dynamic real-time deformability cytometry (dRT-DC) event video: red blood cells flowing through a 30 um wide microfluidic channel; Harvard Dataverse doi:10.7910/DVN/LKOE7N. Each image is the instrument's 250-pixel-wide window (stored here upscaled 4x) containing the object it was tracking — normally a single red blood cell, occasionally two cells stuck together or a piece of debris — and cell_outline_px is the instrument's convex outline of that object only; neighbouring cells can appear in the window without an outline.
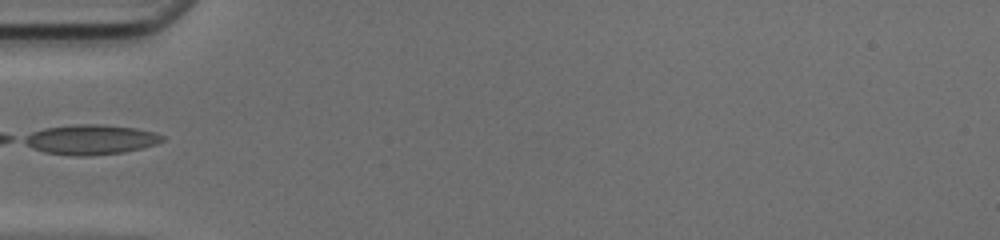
{"species": "common noctule bat (a hibernating species)", "species_latin": "Nyctalus noctula", "temperature_condition": "cold", "stored_images_in_passage": 32, "camera_frame_rate_fps": 3000, "um_per_image_px": 0.085, "animal": {"sex": "female", "body_mass_g": 17.0, "forearm_length_mm": 48.0}, "frame": {"image": 1, "passage_image": 1, "time_ms": 0.0, "image_size_px": [1000, 240], "cell_outline_px": [[164, 140], [156, 144], [124, 152], [88, 156], [76, 156], [44, 152], [32, 148], [20, 140], [24, 136], [32, 132], [44, 128], [72, 124], [104, 124], [136, 128], [156, 132], [164, 136]], "centroid_in_image_um": [7.69, 11.85], "position_along_channel_um": 77.3, "area_um2": 24.28}}
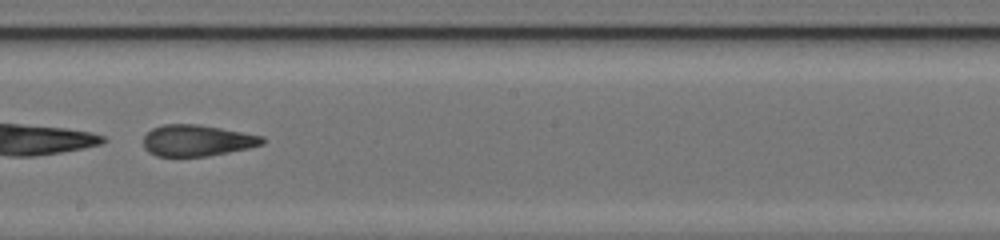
{"frame": {"image": 2, "passage_image": 12, "time_ms": 3.667, "image_size_px": [1000, 240], "cell_outline_px": [[264, 144], [248, 148], [208, 156], [156, 156], [148, 152], [144, 148], [144, 136], [152, 128], [164, 124], [200, 124], [264, 136]], "centroid_in_image_um": [16.74, 11.94], "position_along_channel_um": 231.5, "area_um2": 21.73}}
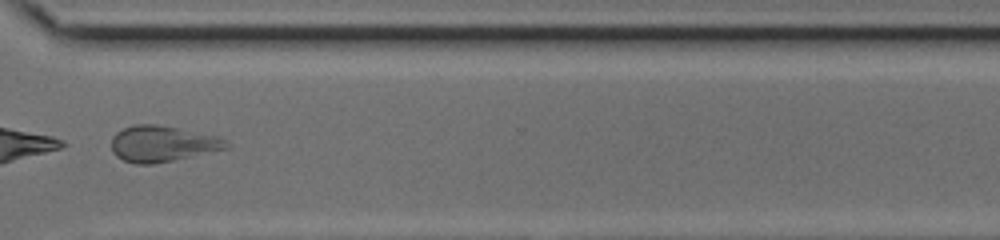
{"frame": {"image": 3, "passage_image": 21, "time_ms": 6.667, "image_size_px": [1000, 240], "cell_outline_px": [[232, 144], [228, 148], [172, 160], [152, 164], [136, 164], [124, 160], [116, 156], [112, 152], [112, 136], [116, 132], [124, 128], [136, 124], [156, 124], [220, 136], [228, 140]], "centroid_in_image_um": [13.83, 12.21], "position_along_channel_um": 356.8, "area_um2": 24.1}}